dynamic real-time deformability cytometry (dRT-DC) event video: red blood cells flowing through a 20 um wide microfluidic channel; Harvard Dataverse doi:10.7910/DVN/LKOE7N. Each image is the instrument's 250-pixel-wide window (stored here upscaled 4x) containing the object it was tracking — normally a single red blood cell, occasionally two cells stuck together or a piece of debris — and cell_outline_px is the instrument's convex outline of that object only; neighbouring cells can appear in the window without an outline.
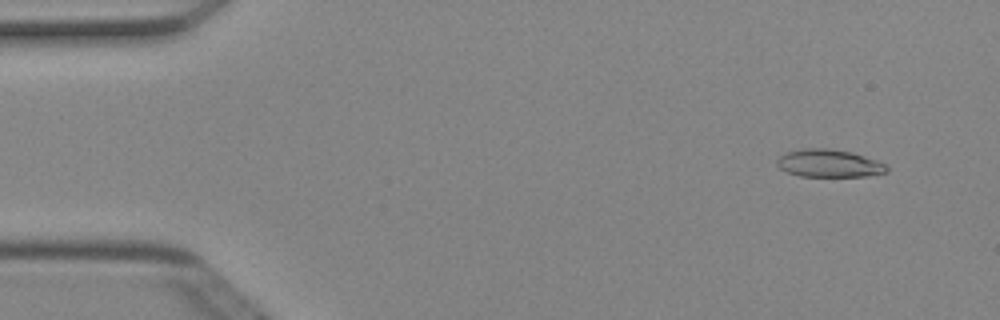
{"species": "Egyptian fruit bat (a non-hibernating species)", "species_latin": "Rousettus aegyptiacus", "temperature_condition": "cold", "stored_images_in_passage": 50, "camera_frame_rate_fps": 3000, "um_per_image_px": 0.085, "animal": {"sex": "female"}, "frame": {"image": 1, "passage_image": 4, "time_ms": 1.0, "image_size_px": [1000, 320], "cell_outline_px": [[888, 172], [868, 176], [800, 176], [788, 172], [780, 168], [776, 164], [776, 160], [784, 152], [804, 148], [828, 148], [852, 152], [888, 164]], "centroid_in_image_um": [70.48, 13.88], "position_along_channel_um": 14.5, "area_um2": 17.86}}
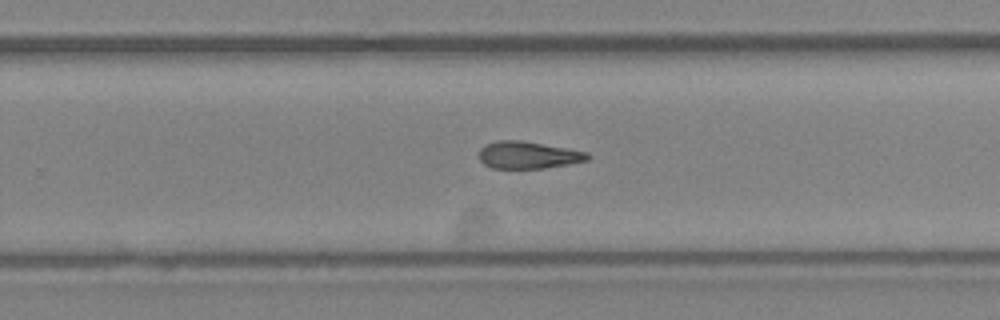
{"frame": {"image": 2, "passage_image": 32, "time_ms": 10.333, "image_size_px": [1000, 320], "cell_outline_px": [[592, 156], [588, 160], [568, 164], [544, 168], [492, 168], [484, 164], [480, 160], [480, 148], [484, 144], [496, 140], [520, 140], [588, 152]], "centroid_in_image_um": [44.88, 13.17], "position_along_channel_um": 284.9, "area_um2": 17.17}}
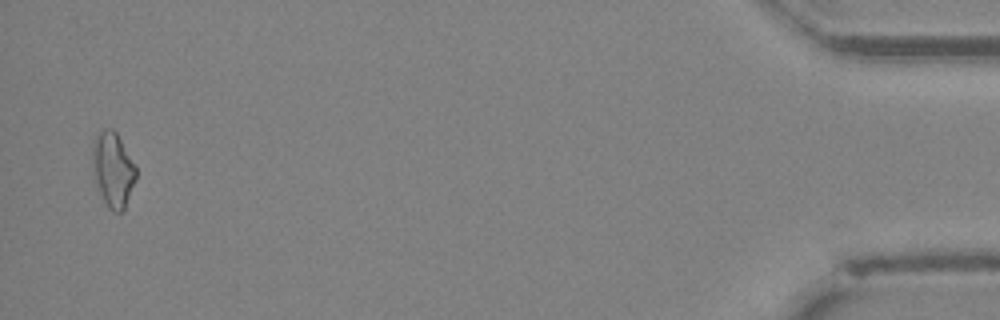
{"frame": {"image": 3, "passage_image": 49, "time_ms": 16.0, "image_size_px": [1000, 320], "cell_outline_px": [[136, 180], [124, 208], [120, 212], [112, 212], [108, 208], [100, 192], [92, 168], [92, 144], [96, 136], [104, 128], [112, 128], [116, 132], [136, 168]], "centroid_in_image_um": [9.59, 14.41], "position_along_channel_um": 425.6, "area_um2": 18.67}, "authors_computed_cell_mechanics": {"area_um2": 17.8602, "velocity_mm_per_s": 4.025, "shape_relaxation_time_tau1_ms": 6.9238, "shape_relaxation_time_tau2_ms": null, "deformation_change_tau1": 0.1709, "deformation_change_tau2": null}}